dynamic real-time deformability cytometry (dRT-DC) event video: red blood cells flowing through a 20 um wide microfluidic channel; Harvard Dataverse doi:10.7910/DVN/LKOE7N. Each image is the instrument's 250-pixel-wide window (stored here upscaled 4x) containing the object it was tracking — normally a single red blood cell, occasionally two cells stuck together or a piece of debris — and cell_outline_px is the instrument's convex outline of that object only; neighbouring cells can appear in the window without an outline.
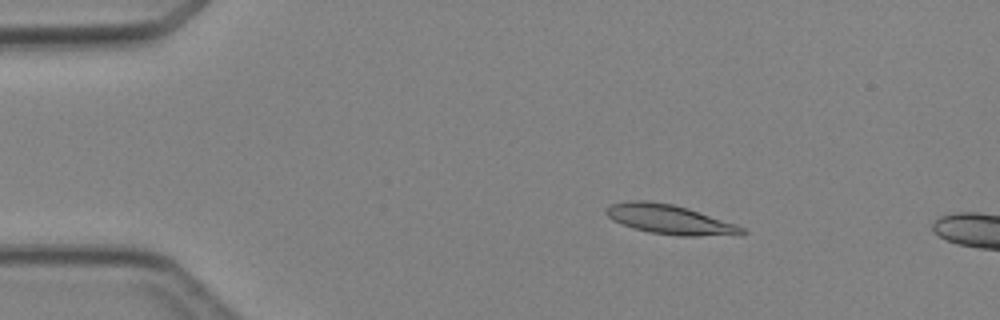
{"species": "Egyptian fruit bat (a non-hibernating species)", "species_latin": "Rousettus aegyptiacus", "temperature_condition": "cold", "stored_images_in_passage": 5, "camera_frame_rate_fps": 3000, "um_per_image_px": 0.085, "animal": {"sex": "female"}, "frame": {"image": 1, "passage_image": 3, "time_ms": 2.333, "image_size_px": [1000, 320], "cell_outline_px": [[748, 232], [740, 236], [680, 236], [648, 232], [632, 228], [612, 220], [604, 212], [604, 208], [612, 204], [628, 200], [644, 200], [672, 204], [688, 208], [736, 224], [744, 228]], "centroid_in_image_um": [56.96, 18.67], "position_along_channel_um": 28.0, "area_um2": 23.7}}